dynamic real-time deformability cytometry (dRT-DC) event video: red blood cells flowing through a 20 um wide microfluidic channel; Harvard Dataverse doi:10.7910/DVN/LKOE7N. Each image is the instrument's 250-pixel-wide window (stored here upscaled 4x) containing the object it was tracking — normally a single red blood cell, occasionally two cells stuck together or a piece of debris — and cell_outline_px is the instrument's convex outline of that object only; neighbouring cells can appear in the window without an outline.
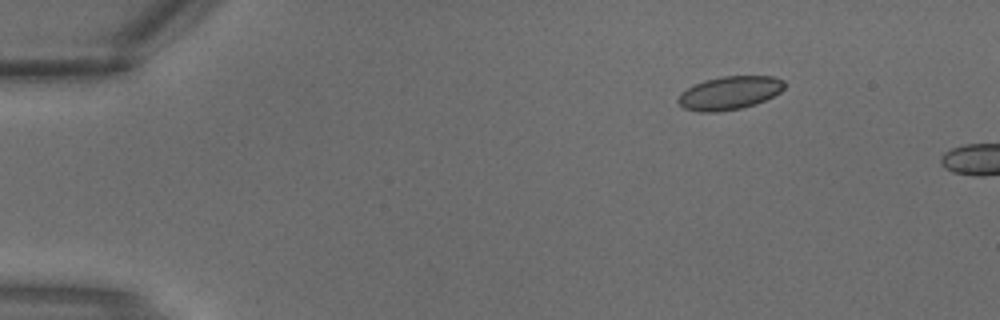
{"species": "common noctule bat (a hibernating species)", "species_latin": "Nyctalus noctula", "temperature_condition": "warm", "stored_images_in_passage": 2, "camera_frame_rate_fps": 3000, "um_per_image_px": 0.085, "animal": {"sex": "male", "body_mass_g": 18.8}, "frame": {"image": 1, "passage_image": 1, "time_ms": 0.0, "image_size_px": [1000, 320], "cell_outline_px": [[784, 88], [780, 92], [756, 104], [740, 108], [716, 112], [700, 112], [684, 108], [676, 100], [680, 92], [704, 80], [720, 76], [772, 76], [784, 80]], "centroid_in_image_um": [61.99, 7.89], "position_along_channel_um": 23.0, "area_um2": 20.58}}